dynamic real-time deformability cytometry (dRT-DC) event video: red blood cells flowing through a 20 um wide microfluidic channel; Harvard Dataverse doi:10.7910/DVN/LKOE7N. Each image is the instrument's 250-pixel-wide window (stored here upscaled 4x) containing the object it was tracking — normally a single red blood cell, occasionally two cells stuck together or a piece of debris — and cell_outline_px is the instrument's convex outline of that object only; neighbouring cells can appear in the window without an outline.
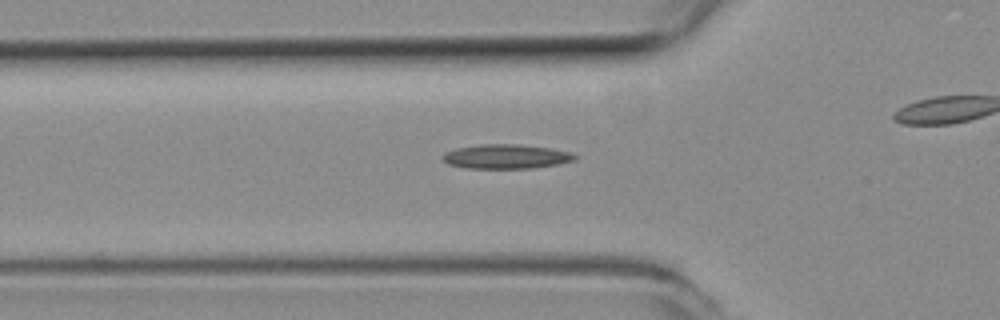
{"species": "common noctule bat (a hibernating species)", "species_latin": "Nyctalus noctula", "temperature_condition": "room temperature", "stored_images_in_passage": 31, "camera_frame_rate_fps": 3000, "um_per_image_px": 0.085, "animal": {"sex": "female", "body_mass_g": 19.3, "forearm_length_mm": 54.1}, "frame": {"image": 1, "passage_image": 9, "time_ms": 2.667, "image_size_px": [1000, 320], "cell_outline_px": [[580, 156], [576, 160], [556, 164], [532, 168], [468, 168], [448, 164], [440, 156], [444, 152], [456, 148], [480, 144], [520, 144], [552, 148], [572, 152]], "centroid_in_image_um": [43.05, 13.29], "position_along_channel_um": 82.8, "area_um2": 18.96}}
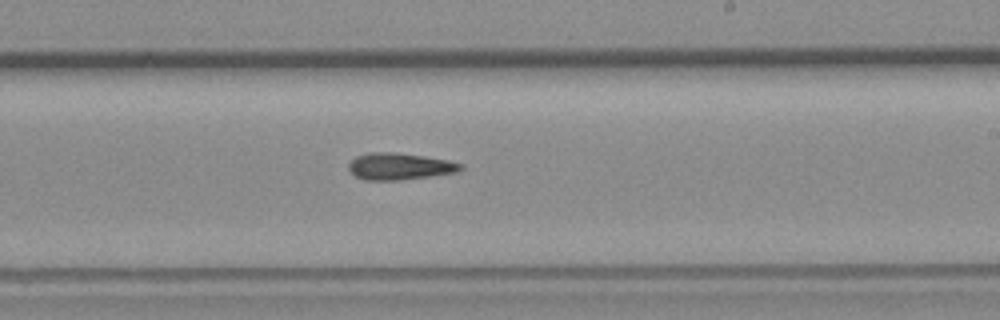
{"frame": {"image": 2, "passage_image": 22, "time_ms": 7.0, "image_size_px": [1000, 320], "cell_outline_px": [[464, 168], [456, 172], [400, 180], [364, 180], [356, 176], [348, 168], [348, 164], [356, 156], [368, 152], [396, 152], [424, 156], [448, 160], [464, 164]], "centroid_in_image_um": [33.96, 14.13], "position_along_channel_um": 255.0, "area_um2": 17.46}}
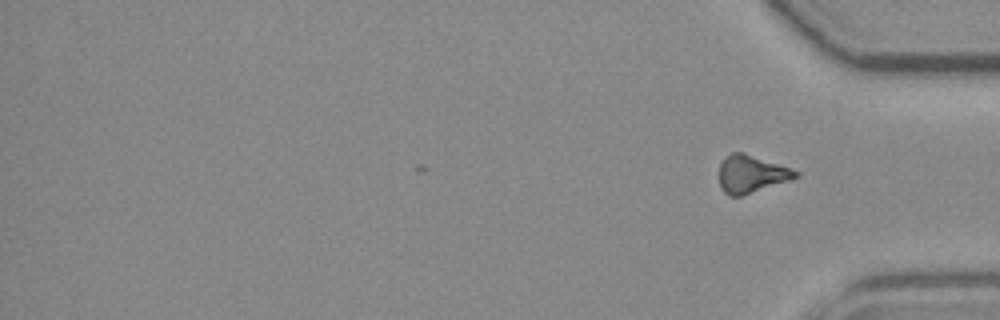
{"frame": {"image": 3, "passage_image": 31, "time_ms": 10.0, "image_size_px": [1000, 320], "cell_outline_px": [[800, 176], [792, 180], [740, 196], [728, 196], [724, 192], [720, 184], [720, 164], [732, 152], [744, 152], [800, 172]], "centroid_in_image_um": [63.89, 14.8], "position_along_channel_um": 371.3, "area_um2": 16.53}, "authors_computed_cell_mechanics": {"area_um2": 17.34, "velocity_mm_per_s": 3.9597, "shape_relaxation_time_tau1_ms": 7.5959, "shape_relaxation_time_tau2_ms": null, "deformation_change_tau1": 0.1757, "deformation_change_tau2": null}}